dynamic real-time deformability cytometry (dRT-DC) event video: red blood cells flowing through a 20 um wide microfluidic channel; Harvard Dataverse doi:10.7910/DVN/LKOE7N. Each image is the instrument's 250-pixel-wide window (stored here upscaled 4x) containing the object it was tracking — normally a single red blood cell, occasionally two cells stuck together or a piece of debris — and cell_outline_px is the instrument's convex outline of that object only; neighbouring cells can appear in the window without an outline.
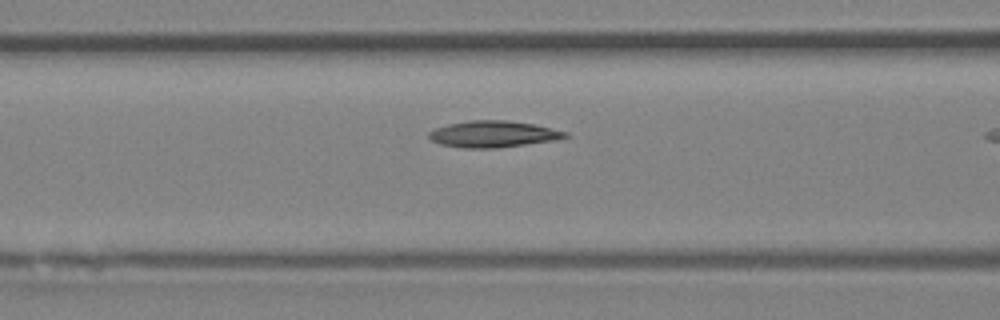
{"species": "Egyptian fruit bat (a non-hibernating species)", "species_latin": "Rousettus aegyptiacus", "temperature_condition": "room temperature", "stored_images_in_passage": 7, "camera_frame_rate_fps": 3000, "um_per_image_px": 0.085, "animal": {"sex": "female"}, "frame": {"image": 1, "passage_image": 6, "time_ms": 1.667, "image_size_px": [1000, 320], "cell_outline_px": [[568, 136], [552, 140], [496, 148], [460, 148], [440, 144], [432, 140], [428, 136], [428, 132], [436, 128], [448, 124], [468, 120], [508, 120], [532, 124], [568, 132]], "centroid_in_image_um": [41.85, 11.39], "position_along_channel_um": 124.7, "area_um2": 20.81}}